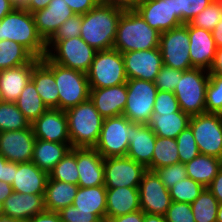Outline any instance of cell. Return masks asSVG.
Masks as SVG:
<instances>
[{
  "label": "cell",
  "mask_w": 222,
  "mask_h": 222,
  "mask_svg": "<svg viewBox=\"0 0 222 222\" xmlns=\"http://www.w3.org/2000/svg\"><path fill=\"white\" fill-rule=\"evenodd\" d=\"M50 179L78 185L76 148H71L48 174Z\"/></svg>",
  "instance_id": "f35d334b"
},
{
  "label": "cell",
  "mask_w": 222,
  "mask_h": 222,
  "mask_svg": "<svg viewBox=\"0 0 222 222\" xmlns=\"http://www.w3.org/2000/svg\"><path fill=\"white\" fill-rule=\"evenodd\" d=\"M47 56L61 66L88 73L96 54L80 36L64 40H48Z\"/></svg>",
  "instance_id": "8992f818"
},
{
  "label": "cell",
  "mask_w": 222,
  "mask_h": 222,
  "mask_svg": "<svg viewBox=\"0 0 222 222\" xmlns=\"http://www.w3.org/2000/svg\"><path fill=\"white\" fill-rule=\"evenodd\" d=\"M184 165L187 171V177L207 188L222 167V159L199 154Z\"/></svg>",
  "instance_id": "d6a6232c"
},
{
  "label": "cell",
  "mask_w": 222,
  "mask_h": 222,
  "mask_svg": "<svg viewBox=\"0 0 222 222\" xmlns=\"http://www.w3.org/2000/svg\"><path fill=\"white\" fill-rule=\"evenodd\" d=\"M140 207L144 213L165 215L171 204L167 187L155 171L147 170L138 187Z\"/></svg>",
  "instance_id": "9a60e30c"
},
{
  "label": "cell",
  "mask_w": 222,
  "mask_h": 222,
  "mask_svg": "<svg viewBox=\"0 0 222 222\" xmlns=\"http://www.w3.org/2000/svg\"><path fill=\"white\" fill-rule=\"evenodd\" d=\"M147 168L127 156L104 158L106 188L139 187Z\"/></svg>",
  "instance_id": "4fadbf2b"
},
{
  "label": "cell",
  "mask_w": 222,
  "mask_h": 222,
  "mask_svg": "<svg viewBox=\"0 0 222 222\" xmlns=\"http://www.w3.org/2000/svg\"><path fill=\"white\" fill-rule=\"evenodd\" d=\"M191 209L195 222H217L219 202L207 188L191 203Z\"/></svg>",
  "instance_id": "8d00e7d4"
},
{
  "label": "cell",
  "mask_w": 222,
  "mask_h": 222,
  "mask_svg": "<svg viewBox=\"0 0 222 222\" xmlns=\"http://www.w3.org/2000/svg\"><path fill=\"white\" fill-rule=\"evenodd\" d=\"M82 15L75 14L68 18L49 40H64L80 36Z\"/></svg>",
  "instance_id": "681fc988"
},
{
  "label": "cell",
  "mask_w": 222,
  "mask_h": 222,
  "mask_svg": "<svg viewBox=\"0 0 222 222\" xmlns=\"http://www.w3.org/2000/svg\"><path fill=\"white\" fill-rule=\"evenodd\" d=\"M71 149V143H58L36 139L32 162L41 170L49 172Z\"/></svg>",
  "instance_id": "f1b7e54d"
},
{
  "label": "cell",
  "mask_w": 222,
  "mask_h": 222,
  "mask_svg": "<svg viewBox=\"0 0 222 222\" xmlns=\"http://www.w3.org/2000/svg\"><path fill=\"white\" fill-rule=\"evenodd\" d=\"M87 77L90 88H106L126 83L128 78L122 53L116 49L96 51Z\"/></svg>",
  "instance_id": "52a82bcc"
},
{
  "label": "cell",
  "mask_w": 222,
  "mask_h": 222,
  "mask_svg": "<svg viewBox=\"0 0 222 222\" xmlns=\"http://www.w3.org/2000/svg\"><path fill=\"white\" fill-rule=\"evenodd\" d=\"M39 60L34 58L28 64L0 71L1 101L15 102L18 99Z\"/></svg>",
  "instance_id": "4316f807"
},
{
  "label": "cell",
  "mask_w": 222,
  "mask_h": 222,
  "mask_svg": "<svg viewBox=\"0 0 222 222\" xmlns=\"http://www.w3.org/2000/svg\"><path fill=\"white\" fill-rule=\"evenodd\" d=\"M48 177V173L39 169L32 161L17 163L11 186L17 193L45 195Z\"/></svg>",
  "instance_id": "83f0119b"
},
{
  "label": "cell",
  "mask_w": 222,
  "mask_h": 222,
  "mask_svg": "<svg viewBox=\"0 0 222 222\" xmlns=\"http://www.w3.org/2000/svg\"><path fill=\"white\" fill-rule=\"evenodd\" d=\"M14 8H23L29 0H7Z\"/></svg>",
  "instance_id": "03108f58"
},
{
  "label": "cell",
  "mask_w": 222,
  "mask_h": 222,
  "mask_svg": "<svg viewBox=\"0 0 222 222\" xmlns=\"http://www.w3.org/2000/svg\"><path fill=\"white\" fill-rule=\"evenodd\" d=\"M51 0H29L28 3L23 7L30 13H33L37 10L46 8Z\"/></svg>",
  "instance_id": "91938a15"
},
{
  "label": "cell",
  "mask_w": 222,
  "mask_h": 222,
  "mask_svg": "<svg viewBox=\"0 0 222 222\" xmlns=\"http://www.w3.org/2000/svg\"><path fill=\"white\" fill-rule=\"evenodd\" d=\"M166 222H195L191 204L172 201L164 215Z\"/></svg>",
  "instance_id": "c3c4849f"
},
{
  "label": "cell",
  "mask_w": 222,
  "mask_h": 222,
  "mask_svg": "<svg viewBox=\"0 0 222 222\" xmlns=\"http://www.w3.org/2000/svg\"><path fill=\"white\" fill-rule=\"evenodd\" d=\"M135 10L160 34L183 24L179 20L178 0H144Z\"/></svg>",
  "instance_id": "5bb4252c"
},
{
  "label": "cell",
  "mask_w": 222,
  "mask_h": 222,
  "mask_svg": "<svg viewBox=\"0 0 222 222\" xmlns=\"http://www.w3.org/2000/svg\"><path fill=\"white\" fill-rule=\"evenodd\" d=\"M189 126L200 154L222 159V114L203 113L191 116Z\"/></svg>",
  "instance_id": "30bf717a"
},
{
  "label": "cell",
  "mask_w": 222,
  "mask_h": 222,
  "mask_svg": "<svg viewBox=\"0 0 222 222\" xmlns=\"http://www.w3.org/2000/svg\"><path fill=\"white\" fill-rule=\"evenodd\" d=\"M180 106L174 92L158 90L155 103L153 106V113L166 114L180 111Z\"/></svg>",
  "instance_id": "7dc6e473"
},
{
  "label": "cell",
  "mask_w": 222,
  "mask_h": 222,
  "mask_svg": "<svg viewBox=\"0 0 222 222\" xmlns=\"http://www.w3.org/2000/svg\"><path fill=\"white\" fill-rule=\"evenodd\" d=\"M128 79H141L155 82L163 66L160 48L137 50L122 53Z\"/></svg>",
  "instance_id": "2e32d148"
},
{
  "label": "cell",
  "mask_w": 222,
  "mask_h": 222,
  "mask_svg": "<svg viewBox=\"0 0 222 222\" xmlns=\"http://www.w3.org/2000/svg\"><path fill=\"white\" fill-rule=\"evenodd\" d=\"M15 171H17V163L6 160L0 154V181L12 185Z\"/></svg>",
  "instance_id": "816d5d0a"
},
{
  "label": "cell",
  "mask_w": 222,
  "mask_h": 222,
  "mask_svg": "<svg viewBox=\"0 0 222 222\" xmlns=\"http://www.w3.org/2000/svg\"><path fill=\"white\" fill-rule=\"evenodd\" d=\"M129 147L127 157L146 168L151 164L156 142V134L147 124L130 123L128 125Z\"/></svg>",
  "instance_id": "d6986e66"
},
{
  "label": "cell",
  "mask_w": 222,
  "mask_h": 222,
  "mask_svg": "<svg viewBox=\"0 0 222 222\" xmlns=\"http://www.w3.org/2000/svg\"><path fill=\"white\" fill-rule=\"evenodd\" d=\"M79 187L104 185V158L95 148H76Z\"/></svg>",
  "instance_id": "7402d4cb"
},
{
  "label": "cell",
  "mask_w": 222,
  "mask_h": 222,
  "mask_svg": "<svg viewBox=\"0 0 222 222\" xmlns=\"http://www.w3.org/2000/svg\"><path fill=\"white\" fill-rule=\"evenodd\" d=\"M214 0H178L179 20L189 23L198 13L204 10Z\"/></svg>",
  "instance_id": "f6af8a7d"
},
{
  "label": "cell",
  "mask_w": 222,
  "mask_h": 222,
  "mask_svg": "<svg viewBox=\"0 0 222 222\" xmlns=\"http://www.w3.org/2000/svg\"><path fill=\"white\" fill-rule=\"evenodd\" d=\"M155 148L151 164L147 170L156 169L180 162L176 139L166 137H156Z\"/></svg>",
  "instance_id": "d590c367"
},
{
  "label": "cell",
  "mask_w": 222,
  "mask_h": 222,
  "mask_svg": "<svg viewBox=\"0 0 222 222\" xmlns=\"http://www.w3.org/2000/svg\"><path fill=\"white\" fill-rule=\"evenodd\" d=\"M191 116L182 110L174 113H153L147 124L157 137L176 139L181 131L189 126Z\"/></svg>",
  "instance_id": "4dcf8cb0"
},
{
  "label": "cell",
  "mask_w": 222,
  "mask_h": 222,
  "mask_svg": "<svg viewBox=\"0 0 222 222\" xmlns=\"http://www.w3.org/2000/svg\"><path fill=\"white\" fill-rule=\"evenodd\" d=\"M35 57L22 45L11 41H0V71L30 63Z\"/></svg>",
  "instance_id": "e575fe53"
},
{
  "label": "cell",
  "mask_w": 222,
  "mask_h": 222,
  "mask_svg": "<svg viewBox=\"0 0 222 222\" xmlns=\"http://www.w3.org/2000/svg\"><path fill=\"white\" fill-rule=\"evenodd\" d=\"M38 34L47 42L58 28L75 13L65 0H51L46 8L32 13Z\"/></svg>",
  "instance_id": "ffe728a7"
},
{
  "label": "cell",
  "mask_w": 222,
  "mask_h": 222,
  "mask_svg": "<svg viewBox=\"0 0 222 222\" xmlns=\"http://www.w3.org/2000/svg\"><path fill=\"white\" fill-rule=\"evenodd\" d=\"M208 82V70L191 68L183 71L174 94L184 113L189 116L206 113L205 95Z\"/></svg>",
  "instance_id": "5b68a950"
},
{
  "label": "cell",
  "mask_w": 222,
  "mask_h": 222,
  "mask_svg": "<svg viewBox=\"0 0 222 222\" xmlns=\"http://www.w3.org/2000/svg\"><path fill=\"white\" fill-rule=\"evenodd\" d=\"M123 10H135L144 0H100Z\"/></svg>",
  "instance_id": "11a10c76"
},
{
  "label": "cell",
  "mask_w": 222,
  "mask_h": 222,
  "mask_svg": "<svg viewBox=\"0 0 222 222\" xmlns=\"http://www.w3.org/2000/svg\"><path fill=\"white\" fill-rule=\"evenodd\" d=\"M89 99L104 119L121 116L127 102L126 83L106 88H90Z\"/></svg>",
  "instance_id": "44dd1931"
},
{
  "label": "cell",
  "mask_w": 222,
  "mask_h": 222,
  "mask_svg": "<svg viewBox=\"0 0 222 222\" xmlns=\"http://www.w3.org/2000/svg\"><path fill=\"white\" fill-rule=\"evenodd\" d=\"M144 212L140 209L130 214H125L118 217L108 219L106 222H143Z\"/></svg>",
  "instance_id": "6f0895ef"
},
{
  "label": "cell",
  "mask_w": 222,
  "mask_h": 222,
  "mask_svg": "<svg viewBox=\"0 0 222 222\" xmlns=\"http://www.w3.org/2000/svg\"><path fill=\"white\" fill-rule=\"evenodd\" d=\"M53 74L59 93V109L66 111L89 100L90 86L86 73L53 62Z\"/></svg>",
  "instance_id": "ba28073f"
},
{
  "label": "cell",
  "mask_w": 222,
  "mask_h": 222,
  "mask_svg": "<svg viewBox=\"0 0 222 222\" xmlns=\"http://www.w3.org/2000/svg\"><path fill=\"white\" fill-rule=\"evenodd\" d=\"M13 187L11 184L0 181V209L7 197L13 193Z\"/></svg>",
  "instance_id": "94428289"
},
{
  "label": "cell",
  "mask_w": 222,
  "mask_h": 222,
  "mask_svg": "<svg viewBox=\"0 0 222 222\" xmlns=\"http://www.w3.org/2000/svg\"><path fill=\"white\" fill-rule=\"evenodd\" d=\"M138 187L106 188L105 222L113 217L140 210Z\"/></svg>",
  "instance_id": "484cf974"
},
{
  "label": "cell",
  "mask_w": 222,
  "mask_h": 222,
  "mask_svg": "<svg viewBox=\"0 0 222 222\" xmlns=\"http://www.w3.org/2000/svg\"><path fill=\"white\" fill-rule=\"evenodd\" d=\"M11 40L24 46L35 58L47 55L46 42L38 34L33 14L14 8L0 20V41Z\"/></svg>",
  "instance_id": "3957f363"
},
{
  "label": "cell",
  "mask_w": 222,
  "mask_h": 222,
  "mask_svg": "<svg viewBox=\"0 0 222 222\" xmlns=\"http://www.w3.org/2000/svg\"><path fill=\"white\" fill-rule=\"evenodd\" d=\"M58 213L62 222H102L92 212L79 211L73 205L61 209Z\"/></svg>",
  "instance_id": "f907efd6"
},
{
  "label": "cell",
  "mask_w": 222,
  "mask_h": 222,
  "mask_svg": "<svg viewBox=\"0 0 222 222\" xmlns=\"http://www.w3.org/2000/svg\"><path fill=\"white\" fill-rule=\"evenodd\" d=\"M15 103L30 124L48 110L31 79L23 88V91L20 93Z\"/></svg>",
  "instance_id": "836d02e7"
},
{
  "label": "cell",
  "mask_w": 222,
  "mask_h": 222,
  "mask_svg": "<svg viewBox=\"0 0 222 222\" xmlns=\"http://www.w3.org/2000/svg\"><path fill=\"white\" fill-rule=\"evenodd\" d=\"M143 222H166L164 215L144 213Z\"/></svg>",
  "instance_id": "e7e4bbea"
},
{
  "label": "cell",
  "mask_w": 222,
  "mask_h": 222,
  "mask_svg": "<svg viewBox=\"0 0 222 222\" xmlns=\"http://www.w3.org/2000/svg\"><path fill=\"white\" fill-rule=\"evenodd\" d=\"M31 127L36 139L71 143L65 111L48 109L31 124Z\"/></svg>",
  "instance_id": "ac0fdd59"
},
{
  "label": "cell",
  "mask_w": 222,
  "mask_h": 222,
  "mask_svg": "<svg viewBox=\"0 0 222 222\" xmlns=\"http://www.w3.org/2000/svg\"><path fill=\"white\" fill-rule=\"evenodd\" d=\"M208 73L209 75L222 76V47L216 49V53Z\"/></svg>",
  "instance_id": "680465c9"
},
{
  "label": "cell",
  "mask_w": 222,
  "mask_h": 222,
  "mask_svg": "<svg viewBox=\"0 0 222 222\" xmlns=\"http://www.w3.org/2000/svg\"><path fill=\"white\" fill-rule=\"evenodd\" d=\"M71 148H94L102 128L104 118L87 100L65 111Z\"/></svg>",
  "instance_id": "277c9868"
},
{
  "label": "cell",
  "mask_w": 222,
  "mask_h": 222,
  "mask_svg": "<svg viewBox=\"0 0 222 222\" xmlns=\"http://www.w3.org/2000/svg\"><path fill=\"white\" fill-rule=\"evenodd\" d=\"M221 18L222 2L214 0L204 10L192 18L189 24L212 32Z\"/></svg>",
  "instance_id": "60d3db41"
},
{
  "label": "cell",
  "mask_w": 222,
  "mask_h": 222,
  "mask_svg": "<svg viewBox=\"0 0 222 222\" xmlns=\"http://www.w3.org/2000/svg\"><path fill=\"white\" fill-rule=\"evenodd\" d=\"M130 123L131 121L123 115L103 120L100 136L94 147L103 158L127 155Z\"/></svg>",
  "instance_id": "7c38bea8"
},
{
  "label": "cell",
  "mask_w": 222,
  "mask_h": 222,
  "mask_svg": "<svg viewBox=\"0 0 222 222\" xmlns=\"http://www.w3.org/2000/svg\"><path fill=\"white\" fill-rule=\"evenodd\" d=\"M30 126L15 102L0 101V132L22 130Z\"/></svg>",
  "instance_id": "74e56055"
},
{
  "label": "cell",
  "mask_w": 222,
  "mask_h": 222,
  "mask_svg": "<svg viewBox=\"0 0 222 222\" xmlns=\"http://www.w3.org/2000/svg\"><path fill=\"white\" fill-rule=\"evenodd\" d=\"M79 186L48 177L44 195L45 210L59 212L73 204Z\"/></svg>",
  "instance_id": "f546056e"
},
{
  "label": "cell",
  "mask_w": 222,
  "mask_h": 222,
  "mask_svg": "<svg viewBox=\"0 0 222 222\" xmlns=\"http://www.w3.org/2000/svg\"><path fill=\"white\" fill-rule=\"evenodd\" d=\"M14 7L7 0H0V20L10 13Z\"/></svg>",
  "instance_id": "be15d7a7"
},
{
  "label": "cell",
  "mask_w": 222,
  "mask_h": 222,
  "mask_svg": "<svg viewBox=\"0 0 222 222\" xmlns=\"http://www.w3.org/2000/svg\"><path fill=\"white\" fill-rule=\"evenodd\" d=\"M205 187L197 181L186 177L185 179L175 183L170 189L171 201L193 203L200 195Z\"/></svg>",
  "instance_id": "ab89813d"
},
{
  "label": "cell",
  "mask_w": 222,
  "mask_h": 222,
  "mask_svg": "<svg viewBox=\"0 0 222 222\" xmlns=\"http://www.w3.org/2000/svg\"><path fill=\"white\" fill-rule=\"evenodd\" d=\"M189 44L188 23L162 32L160 34L159 48L163 65L182 71L194 68L191 65Z\"/></svg>",
  "instance_id": "8fae6325"
},
{
  "label": "cell",
  "mask_w": 222,
  "mask_h": 222,
  "mask_svg": "<svg viewBox=\"0 0 222 222\" xmlns=\"http://www.w3.org/2000/svg\"><path fill=\"white\" fill-rule=\"evenodd\" d=\"M207 189L214 195L219 204H222V167L219 169L217 175Z\"/></svg>",
  "instance_id": "db71d44e"
},
{
  "label": "cell",
  "mask_w": 222,
  "mask_h": 222,
  "mask_svg": "<svg viewBox=\"0 0 222 222\" xmlns=\"http://www.w3.org/2000/svg\"><path fill=\"white\" fill-rule=\"evenodd\" d=\"M31 80L48 109H59V93L53 74V61L46 55L33 67Z\"/></svg>",
  "instance_id": "cb8c5ba5"
},
{
  "label": "cell",
  "mask_w": 222,
  "mask_h": 222,
  "mask_svg": "<svg viewBox=\"0 0 222 222\" xmlns=\"http://www.w3.org/2000/svg\"><path fill=\"white\" fill-rule=\"evenodd\" d=\"M36 137L33 129L0 132V154L14 163L31 162Z\"/></svg>",
  "instance_id": "e0dca14e"
},
{
  "label": "cell",
  "mask_w": 222,
  "mask_h": 222,
  "mask_svg": "<svg viewBox=\"0 0 222 222\" xmlns=\"http://www.w3.org/2000/svg\"><path fill=\"white\" fill-rule=\"evenodd\" d=\"M188 35L191 65L194 68L209 70L217 49L212 32L188 23Z\"/></svg>",
  "instance_id": "603a6c76"
},
{
  "label": "cell",
  "mask_w": 222,
  "mask_h": 222,
  "mask_svg": "<svg viewBox=\"0 0 222 222\" xmlns=\"http://www.w3.org/2000/svg\"><path fill=\"white\" fill-rule=\"evenodd\" d=\"M159 176L161 182L169 190L175 183L185 179L187 177V171L183 163H177L160 167L155 170Z\"/></svg>",
  "instance_id": "ee69618b"
},
{
  "label": "cell",
  "mask_w": 222,
  "mask_h": 222,
  "mask_svg": "<svg viewBox=\"0 0 222 222\" xmlns=\"http://www.w3.org/2000/svg\"><path fill=\"white\" fill-rule=\"evenodd\" d=\"M176 142L180 163L190 162L200 154L190 126L179 133Z\"/></svg>",
  "instance_id": "7bdbcfd3"
},
{
  "label": "cell",
  "mask_w": 222,
  "mask_h": 222,
  "mask_svg": "<svg viewBox=\"0 0 222 222\" xmlns=\"http://www.w3.org/2000/svg\"><path fill=\"white\" fill-rule=\"evenodd\" d=\"M65 2L75 14L83 15L93 9L100 0H65Z\"/></svg>",
  "instance_id": "f5cc1de1"
},
{
  "label": "cell",
  "mask_w": 222,
  "mask_h": 222,
  "mask_svg": "<svg viewBox=\"0 0 222 222\" xmlns=\"http://www.w3.org/2000/svg\"><path fill=\"white\" fill-rule=\"evenodd\" d=\"M160 33L152 29L136 10H124L118 26L113 49L120 53L159 48Z\"/></svg>",
  "instance_id": "7a4b0ae2"
},
{
  "label": "cell",
  "mask_w": 222,
  "mask_h": 222,
  "mask_svg": "<svg viewBox=\"0 0 222 222\" xmlns=\"http://www.w3.org/2000/svg\"><path fill=\"white\" fill-rule=\"evenodd\" d=\"M0 222H25V221L20 220V219H16V218H12L9 216H5L0 213Z\"/></svg>",
  "instance_id": "003e7915"
},
{
  "label": "cell",
  "mask_w": 222,
  "mask_h": 222,
  "mask_svg": "<svg viewBox=\"0 0 222 222\" xmlns=\"http://www.w3.org/2000/svg\"><path fill=\"white\" fill-rule=\"evenodd\" d=\"M212 36L216 45V48L222 47V18L215 26L214 30L212 31Z\"/></svg>",
  "instance_id": "6125c7cd"
},
{
  "label": "cell",
  "mask_w": 222,
  "mask_h": 222,
  "mask_svg": "<svg viewBox=\"0 0 222 222\" xmlns=\"http://www.w3.org/2000/svg\"><path fill=\"white\" fill-rule=\"evenodd\" d=\"M205 103L206 113L222 114V76L209 75Z\"/></svg>",
  "instance_id": "b9f144b4"
},
{
  "label": "cell",
  "mask_w": 222,
  "mask_h": 222,
  "mask_svg": "<svg viewBox=\"0 0 222 222\" xmlns=\"http://www.w3.org/2000/svg\"><path fill=\"white\" fill-rule=\"evenodd\" d=\"M182 73V70L170 68L163 65L155 80V85L157 89L162 91L174 92Z\"/></svg>",
  "instance_id": "bcb514c9"
},
{
  "label": "cell",
  "mask_w": 222,
  "mask_h": 222,
  "mask_svg": "<svg viewBox=\"0 0 222 222\" xmlns=\"http://www.w3.org/2000/svg\"><path fill=\"white\" fill-rule=\"evenodd\" d=\"M123 9L99 2L82 15L80 37L97 51L113 49Z\"/></svg>",
  "instance_id": "6da1fadb"
},
{
  "label": "cell",
  "mask_w": 222,
  "mask_h": 222,
  "mask_svg": "<svg viewBox=\"0 0 222 222\" xmlns=\"http://www.w3.org/2000/svg\"><path fill=\"white\" fill-rule=\"evenodd\" d=\"M217 222H222V204H219V209L217 212Z\"/></svg>",
  "instance_id": "a7ac6f4b"
},
{
  "label": "cell",
  "mask_w": 222,
  "mask_h": 222,
  "mask_svg": "<svg viewBox=\"0 0 222 222\" xmlns=\"http://www.w3.org/2000/svg\"><path fill=\"white\" fill-rule=\"evenodd\" d=\"M127 102L123 116L132 123L148 124L153 114L157 94L155 82L141 79H128Z\"/></svg>",
  "instance_id": "9c48e42d"
},
{
  "label": "cell",
  "mask_w": 222,
  "mask_h": 222,
  "mask_svg": "<svg viewBox=\"0 0 222 222\" xmlns=\"http://www.w3.org/2000/svg\"><path fill=\"white\" fill-rule=\"evenodd\" d=\"M44 210V195L13 192L5 199L0 213L26 222Z\"/></svg>",
  "instance_id": "d4e9b609"
},
{
  "label": "cell",
  "mask_w": 222,
  "mask_h": 222,
  "mask_svg": "<svg viewBox=\"0 0 222 222\" xmlns=\"http://www.w3.org/2000/svg\"><path fill=\"white\" fill-rule=\"evenodd\" d=\"M72 205L79 211L92 212L105 222L106 187L104 185L79 187Z\"/></svg>",
  "instance_id": "1f68e13d"
},
{
  "label": "cell",
  "mask_w": 222,
  "mask_h": 222,
  "mask_svg": "<svg viewBox=\"0 0 222 222\" xmlns=\"http://www.w3.org/2000/svg\"><path fill=\"white\" fill-rule=\"evenodd\" d=\"M26 222H62L58 212L44 210Z\"/></svg>",
  "instance_id": "9f6ffc18"
}]
</instances>
